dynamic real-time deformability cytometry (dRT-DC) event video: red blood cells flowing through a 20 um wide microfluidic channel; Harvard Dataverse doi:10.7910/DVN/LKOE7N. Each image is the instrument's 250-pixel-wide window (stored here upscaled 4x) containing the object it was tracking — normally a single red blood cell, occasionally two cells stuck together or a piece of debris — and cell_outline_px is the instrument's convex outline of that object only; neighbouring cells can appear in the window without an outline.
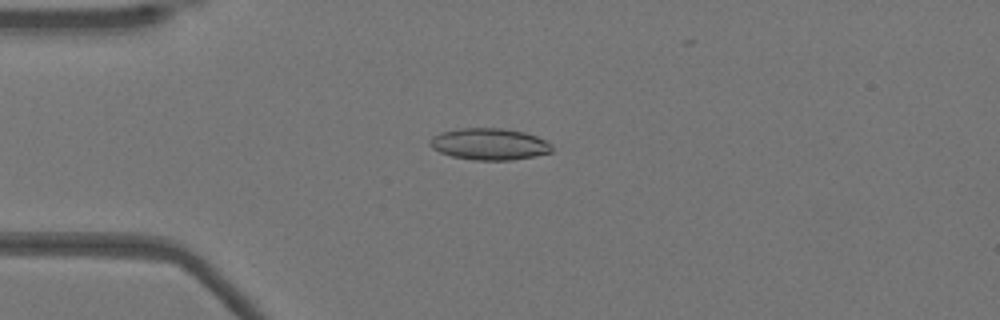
{"species": "Egyptian fruit bat (a non-hibernating species)", "species_latin": "Rousettus aegyptiacus", "temperature_condition": "warm", "stored_images_in_passage": 39, "camera_frame_rate_fps": 3000, "um_per_image_px": 0.085, "animal": {"sex": "female"}, "frame": {"image": 1, "passage_image": 10, "time_ms": 3.0, "image_size_px": [1000, 320], "cell_outline_px": [[552, 152], [536, 156], [512, 160], [476, 160], [452, 156], [440, 152], [432, 148], [428, 144], [428, 140], [432, 136], [440, 132], [460, 128], [504, 128], [524, 132], [536, 136], [552, 144]], "centroid_in_image_um": [41.58, 12.24], "position_along_channel_um": 43.4, "area_um2": 22.66}}
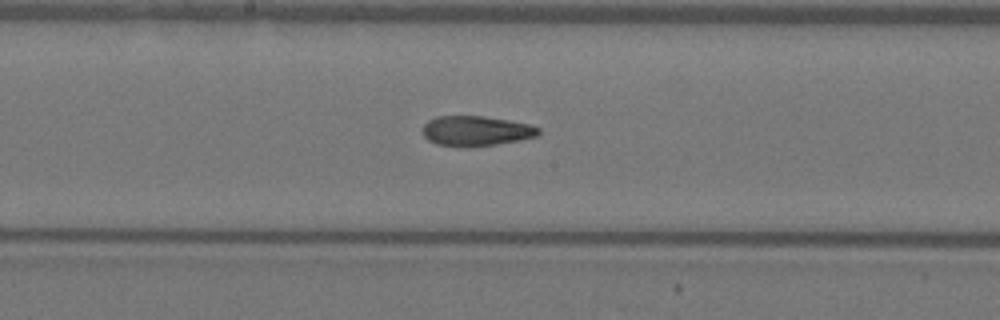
{"frame": {"image": 2, "passage_image": 24, "time_ms": 7.667, "image_size_px": [1000, 320], "cell_outline_px": [[540, 132], [536, 136], [520, 140], [496, 144], [436, 144], [428, 140], [424, 136], [424, 124], [428, 120], [436, 116], [484, 116], [508, 120], [528, 124], [540, 128]], "centroid_in_image_um": [40.48, 11.08], "position_along_channel_um": 207.7, "area_um2": 19.48}}
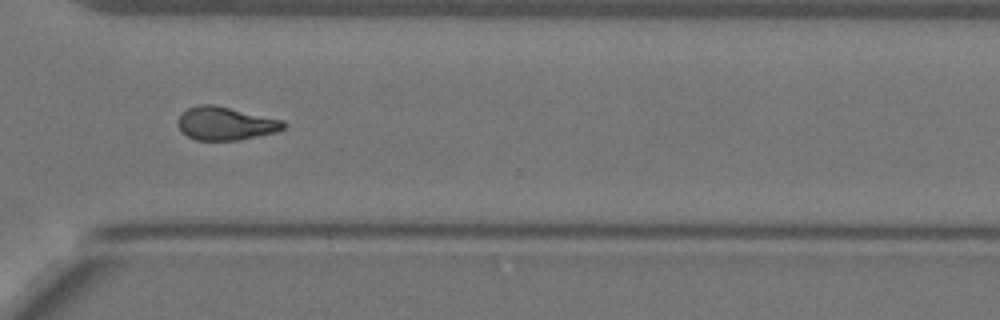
{"frame": {"image": 3, "passage_image": 35, "time_ms": 11.333, "image_size_px": [1000, 320], "cell_outline_px": [[288, 124], [284, 128], [276, 132], [236, 140], [196, 140], [188, 136], [176, 124], [176, 120], [188, 108], [200, 104], [212, 104], [284, 120]], "centroid_in_image_um": [19.18, 10.49], "position_along_channel_um": 351.4, "area_um2": 20.29}}